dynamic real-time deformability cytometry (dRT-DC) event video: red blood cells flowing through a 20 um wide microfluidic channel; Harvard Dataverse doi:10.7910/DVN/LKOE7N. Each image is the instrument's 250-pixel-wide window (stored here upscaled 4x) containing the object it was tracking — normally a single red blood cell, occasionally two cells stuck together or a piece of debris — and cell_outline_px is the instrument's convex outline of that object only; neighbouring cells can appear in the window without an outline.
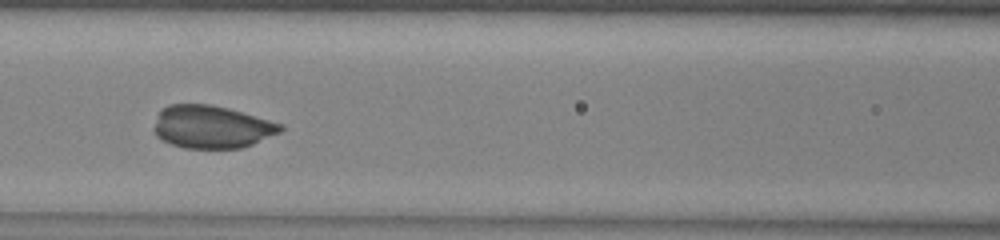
{"species": "common noctule bat (a hibernating species)", "species_latin": "Nyctalus noctula", "temperature_condition": "warm", "stored_images_in_passage": 36, "camera_frame_rate_fps": 3000, "um_per_image_px": 0.085, "animal": {"sex": "male", "body_mass_g": 13.0, "forearm_length_mm": 53.1}, "frame": {"image": 1, "passage_image": 12, "time_ms": 3.667, "image_size_px": [1000, 240], "cell_outline_px": [[284, 128], [280, 132], [252, 144], [240, 148], [184, 148], [160, 140], [156, 136], [152, 128], [160, 108], [168, 104], [212, 104], [228, 108], [284, 124]], "centroid_in_image_um": [17.95, 10.77], "position_along_channel_um": 148.7, "area_um2": 31.79}}
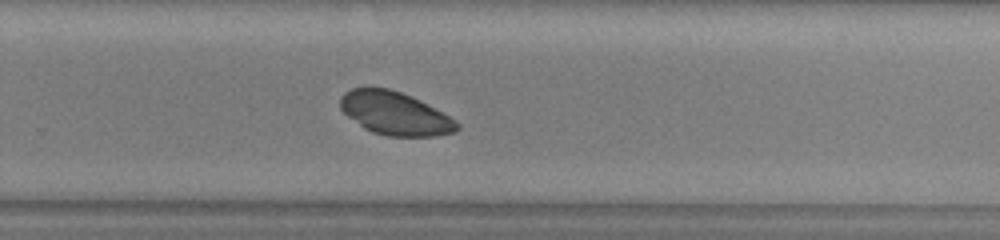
{"frame": {"image": 2, "passage_image": 23, "time_ms": 7.333, "image_size_px": [1000, 240], "cell_outline_px": [[460, 128], [456, 132], [436, 136], [388, 136], [372, 132], [364, 128], [348, 116], [340, 108], [340, 96], [344, 92], [352, 88], [388, 88], [412, 96], [456, 120], [460, 124]], "centroid_in_image_um": [33.58, 9.65], "position_along_channel_um": 296.2, "area_um2": 29.25}}
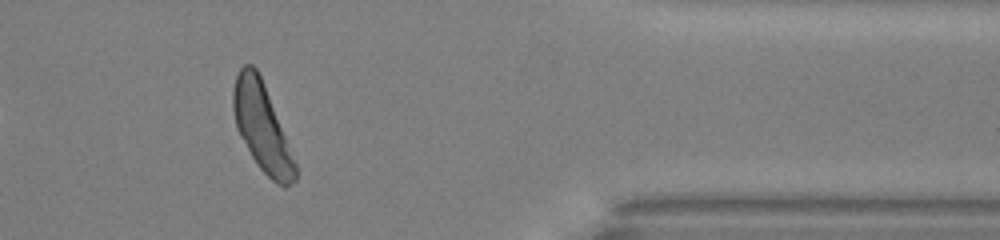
{"frame": {"image": 3, "passage_image": 32, "time_ms": 10.333, "image_size_px": [1000, 240], "cell_outline_px": [[296, 180], [284, 188], [276, 184], [256, 164], [240, 136], [236, 128], [232, 108], [232, 92], [236, 76], [240, 68], [244, 64], [252, 64], [256, 68], [260, 76], [296, 164]], "centroid_in_image_um": [22.22, 10.83], "position_along_channel_um": 389.2, "area_um2": 31.1}}